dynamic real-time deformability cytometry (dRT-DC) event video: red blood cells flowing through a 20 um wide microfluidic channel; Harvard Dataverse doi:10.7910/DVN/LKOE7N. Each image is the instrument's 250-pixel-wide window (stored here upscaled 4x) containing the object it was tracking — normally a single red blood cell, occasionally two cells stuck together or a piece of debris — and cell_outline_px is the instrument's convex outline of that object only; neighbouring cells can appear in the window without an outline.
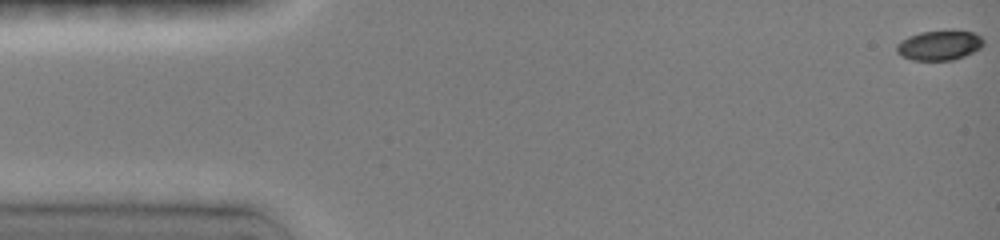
{"species": "common noctule bat (a hibernating species)", "species_latin": "Nyctalus noctula", "temperature_condition": "room temperature", "stored_images_in_passage": 11, "camera_frame_rate_fps": 3000, "um_per_image_px": 0.085, "animal": {"sex": "female", "body_mass_g": 19.0, "forearm_length_mm": 51.5}, "frame": {"image": 1, "passage_image": 1, "time_ms": 0.0, "image_size_px": [1000, 240], "cell_outline_px": [[984, 44], [980, 48], [964, 56], [952, 60], [912, 60], [900, 56], [896, 52], [896, 44], [900, 40], [908, 36], [920, 32], [952, 28], [972, 32], [980, 36], [984, 40]], "centroid_in_image_um": [79.83, 3.81], "position_along_channel_um": 5.2, "area_um2": 15.61}}
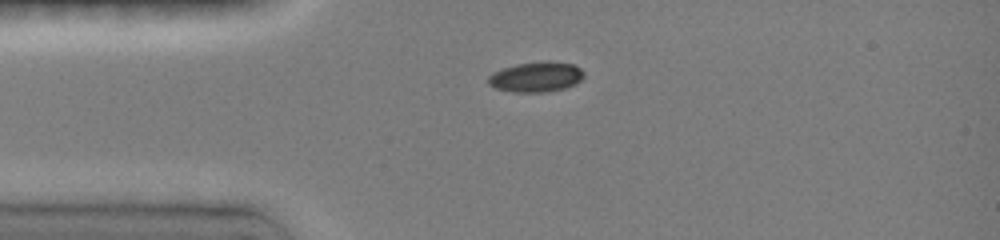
{"frame": {"image": 2, "passage_image": 5, "time_ms": 3.667, "image_size_px": [1000, 240], "cell_outline_px": [[584, 76], [580, 80], [564, 88], [544, 92], [512, 92], [496, 88], [488, 84], [488, 76], [504, 68], [520, 64], [572, 64], [580, 68], [584, 72]], "centroid_in_image_um": [45.54, 6.59], "position_along_channel_um": 39.5, "area_um2": 15.78}}
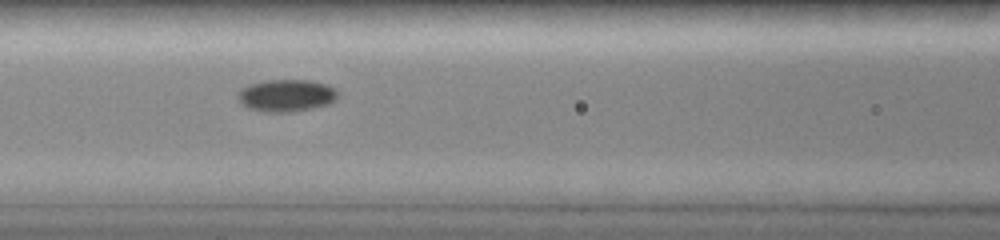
{"frame": {"image": 3, "passage_image": 8, "time_ms": 6.667, "image_size_px": [1000, 240], "cell_outline_px": [[336, 96], [328, 104], [296, 112], [264, 112], [248, 108], [240, 100], [240, 92], [244, 88], [252, 84], [268, 80], [308, 80], [324, 84], [332, 88], [336, 92]], "centroid_in_image_um": [24.34, 8.13], "position_along_channel_um": 142.3, "area_um2": 18.15}}